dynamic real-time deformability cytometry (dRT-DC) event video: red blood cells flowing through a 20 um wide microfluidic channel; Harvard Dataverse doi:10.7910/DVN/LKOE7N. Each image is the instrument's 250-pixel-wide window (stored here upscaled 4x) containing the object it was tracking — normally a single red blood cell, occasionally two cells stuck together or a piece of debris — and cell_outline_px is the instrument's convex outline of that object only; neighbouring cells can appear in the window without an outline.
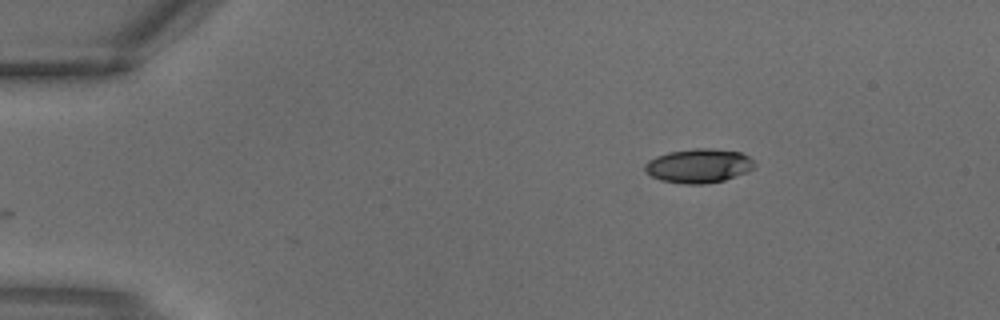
{"species": "common noctule bat (a hibernating species)", "species_latin": "Nyctalus noctula", "temperature_condition": "warm", "stored_images_in_passage": 2, "camera_frame_rate_fps": 3000, "um_per_image_px": 0.085, "animal": {"sex": "male", "body_mass_g": 18.8}, "frame": {"image": 1, "passage_image": 2, "time_ms": 0.333, "image_size_px": [1000, 320], "cell_outline_px": [[756, 164], [748, 172], [724, 180], [704, 184], [684, 184], [660, 180], [652, 176], [644, 168], [644, 164], [648, 160], [656, 156], [668, 152], [696, 148], [712, 148], [740, 152], [748, 156]], "centroid_in_image_um": [59.39, 14.09], "position_along_channel_um": 25.6, "area_um2": 21.79}}